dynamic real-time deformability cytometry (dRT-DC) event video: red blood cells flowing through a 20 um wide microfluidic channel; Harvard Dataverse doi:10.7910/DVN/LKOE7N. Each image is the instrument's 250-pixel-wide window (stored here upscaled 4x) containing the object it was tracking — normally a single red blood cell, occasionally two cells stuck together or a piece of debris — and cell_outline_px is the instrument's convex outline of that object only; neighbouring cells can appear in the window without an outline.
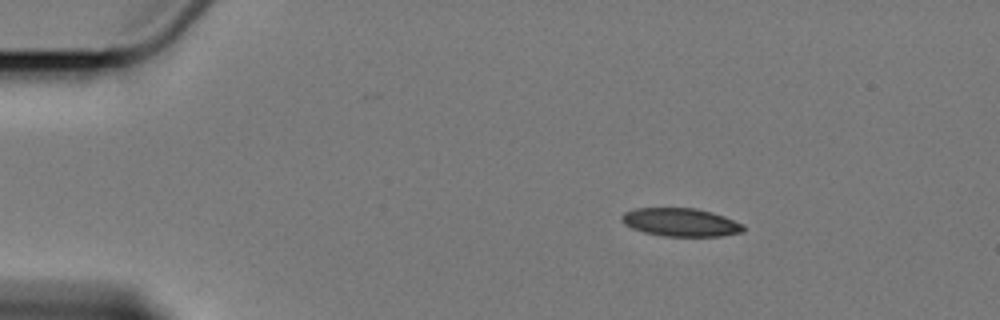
{"species": "Egyptian fruit bat (a non-hibernating species)", "species_latin": "Rousettus aegyptiacus", "temperature_condition": "cold", "stored_images_in_passage": 5, "camera_frame_rate_fps": 3000, "um_per_image_px": 0.085, "animal": {"sex": "female"}, "frame": {"image": 1, "passage_image": 1, "time_ms": 0.0, "image_size_px": [1000, 320], "cell_outline_px": [[744, 232], [720, 236], [664, 236], [644, 232], [632, 228], [624, 224], [620, 220], [620, 216], [624, 212], [636, 208], [696, 208], [712, 212], [724, 216], [744, 224]], "centroid_in_image_um": [57.85, 18.89], "position_along_channel_um": 27.1, "area_um2": 20.11}}
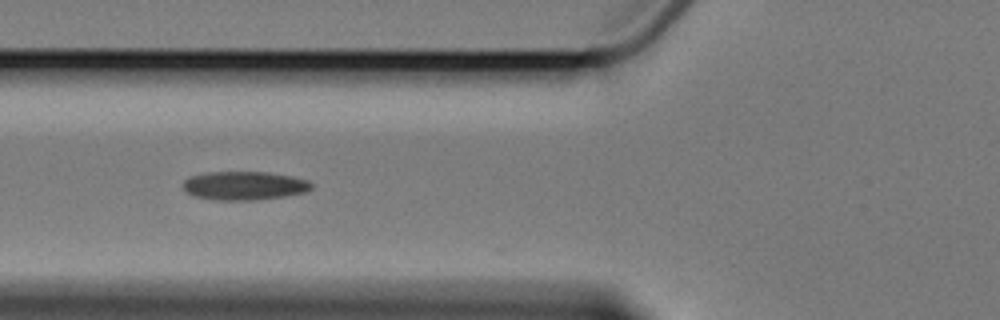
{"frame": {"image": 2, "passage_image": 5, "time_ms": 4.333, "image_size_px": [1000, 320], "cell_outline_px": [[312, 188], [304, 192], [284, 196], [256, 200], [212, 200], [196, 196], [188, 192], [184, 188], [184, 180], [192, 176], [208, 172], [268, 172], [292, 176], [308, 180], [312, 184]], "centroid_in_image_um": [20.79, 15.78], "position_along_channel_um": 105.0, "area_um2": 21.27}}